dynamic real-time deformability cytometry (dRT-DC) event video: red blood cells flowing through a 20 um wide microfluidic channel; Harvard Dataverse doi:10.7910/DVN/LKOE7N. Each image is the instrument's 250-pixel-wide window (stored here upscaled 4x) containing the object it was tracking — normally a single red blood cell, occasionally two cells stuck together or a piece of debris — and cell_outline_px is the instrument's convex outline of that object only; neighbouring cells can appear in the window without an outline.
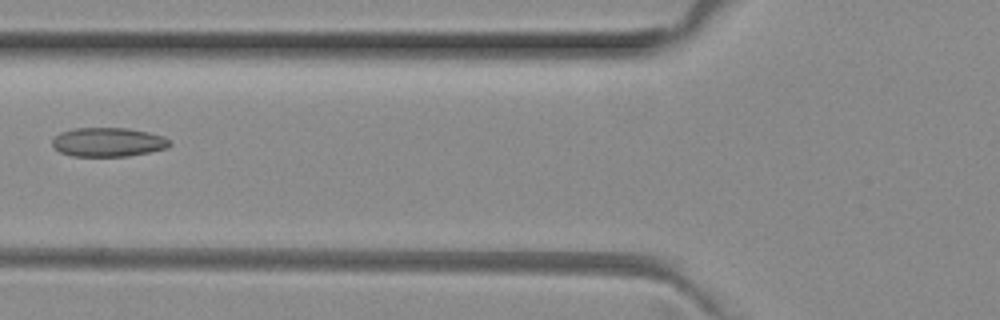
{"species": "common noctule bat (a hibernating species)", "species_latin": "Nyctalus noctula", "temperature_condition": "room temperature", "stored_images_in_passage": 6, "camera_frame_rate_fps": 3000, "um_per_image_px": 0.085, "animal": {"sex": "female", "body_mass_g": 29.2, "forearm_length_mm": 56.3}, "frame": {"image": 1, "passage_image": 5, "time_ms": 1.333, "image_size_px": [1000, 320], "cell_outline_px": [[172, 144], [168, 148], [128, 156], [72, 156], [60, 152], [52, 144], [52, 140], [60, 132], [72, 128], [128, 128], [148, 132], [164, 136]], "centroid_in_image_um": [9.2, 12.07], "position_along_channel_um": 116.6, "area_um2": 19.88}}
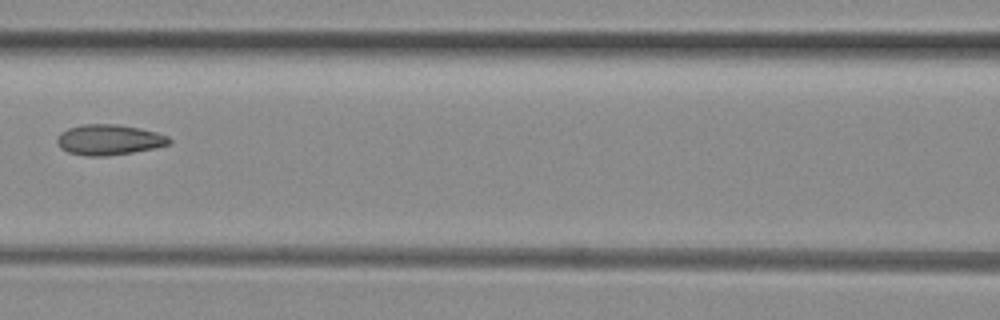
{"frame": {"image": 2, "passage_image": 6, "time_ms": 1.667, "image_size_px": [1000, 320], "cell_outline_px": [[172, 140], [168, 144], [156, 148], [108, 156], [84, 156], [68, 152], [60, 148], [56, 140], [56, 136], [60, 132], [68, 128], [80, 124], [116, 124], [140, 128], [156, 132], [168, 136]], "centroid_in_image_um": [9.23, 11.88], "position_along_channel_um": 157.4, "area_um2": 20.11}}